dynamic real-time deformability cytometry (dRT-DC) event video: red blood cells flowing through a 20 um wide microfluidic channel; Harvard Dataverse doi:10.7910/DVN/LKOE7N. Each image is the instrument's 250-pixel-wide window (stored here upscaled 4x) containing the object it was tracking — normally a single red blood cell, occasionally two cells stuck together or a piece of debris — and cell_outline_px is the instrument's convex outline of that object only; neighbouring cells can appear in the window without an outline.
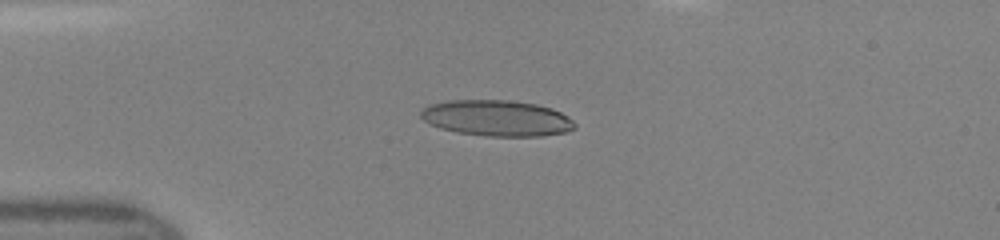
{"species": "human", "species_latin": "Homo sapiens", "temperature_condition": "room temperature", "stored_images_in_passage": 48, "camera_frame_rate_fps": 3000, "um_per_image_px": 0.085, "donor": {"sex": "female"}, "frame": {"image": 1, "passage_image": 12, "time_ms": 3.667, "image_size_px": [1000, 240], "cell_outline_px": [[576, 128], [564, 132], [540, 136], [488, 136], [456, 132], [440, 128], [424, 120], [420, 116], [420, 112], [428, 104], [448, 100], [508, 100], [536, 104], [552, 108], [568, 116], [576, 124]], "centroid_in_image_um": [42.22, 10.03], "position_along_channel_um": 42.8, "area_um2": 32.25}}
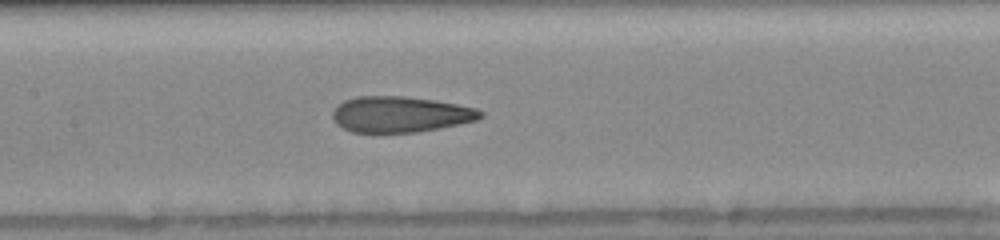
{"frame": {"image": 2, "passage_image": 23, "time_ms": 7.333, "image_size_px": [1000, 240], "cell_outline_px": [[484, 116], [476, 120], [460, 124], [440, 128], [416, 132], [352, 132], [336, 124], [332, 120], [332, 112], [344, 100], [356, 96], [404, 96], [432, 100], [456, 104], [476, 108], [484, 112]], "centroid_in_image_um": [34.03, 9.72], "position_along_channel_um": 173.4, "area_um2": 30.87}}
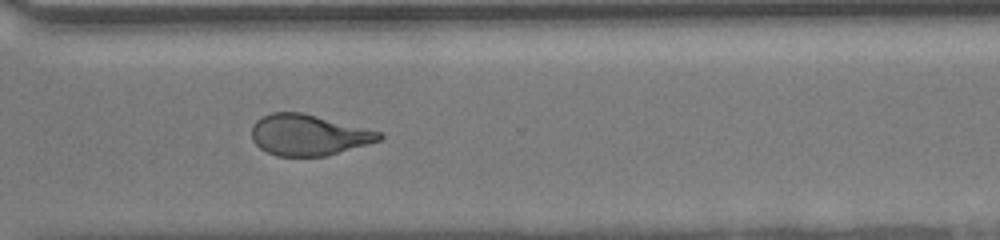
{"frame": {"image": 3, "passage_image": 35, "time_ms": 11.333, "image_size_px": [1000, 240], "cell_outline_px": [[384, 136], [380, 140], [324, 156], [276, 156], [260, 148], [252, 140], [252, 124], [260, 116], [272, 112], [300, 112], [384, 132]], "centroid_in_image_um": [26.19, 11.46], "position_along_channel_um": 344.4, "area_um2": 30.35}}